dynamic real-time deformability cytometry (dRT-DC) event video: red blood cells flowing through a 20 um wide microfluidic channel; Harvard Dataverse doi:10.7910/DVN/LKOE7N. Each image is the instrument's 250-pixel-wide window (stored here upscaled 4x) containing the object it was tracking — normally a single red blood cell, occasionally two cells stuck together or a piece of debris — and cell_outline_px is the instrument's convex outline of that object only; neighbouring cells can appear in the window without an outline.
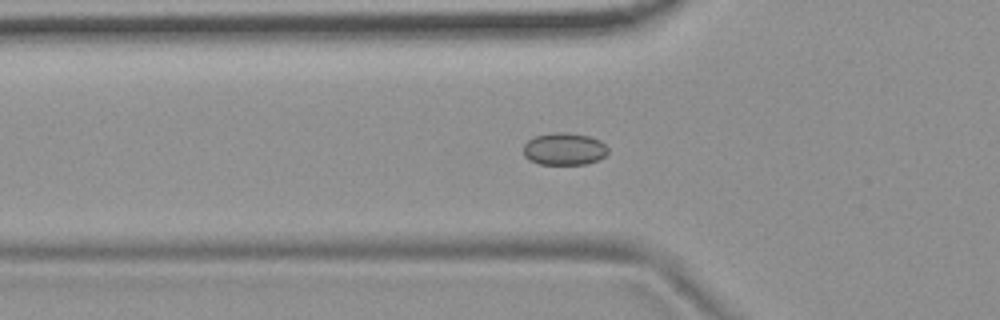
{"species": "common noctule bat (a hibernating species)", "species_latin": "Nyctalus noctula", "temperature_condition": "room temperature", "stored_images_in_passage": 55, "camera_frame_rate_fps": 3000, "um_per_image_px": 0.085, "animal": {"sex": "female", "body_mass_g": 19.9}, "frame": {"image": 1, "passage_image": 19, "time_ms": 6.0, "image_size_px": [1000, 320], "cell_outline_px": [[608, 152], [600, 160], [584, 164], [540, 164], [528, 160], [524, 156], [524, 144], [528, 140], [536, 136], [556, 132], [564, 132], [588, 136], [600, 140], [608, 148]], "centroid_in_image_um": [47.96, 12.67], "position_along_channel_um": 77.8, "area_um2": 15.9}}
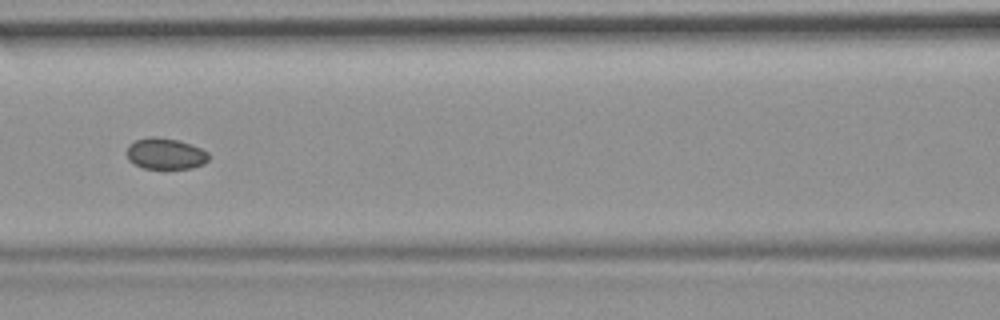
{"frame": {"image": 2, "passage_image": 25, "time_ms": 8.0, "image_size_px": [1000, 320], "cell_outline_px": [[208, 160], [204, 164], [192, 168], [164, 172], [144, 168], [128, 160], [128, 144], [136, 140], [152, 136], [180, 140], [200, 148], [208, 152]], "centroid_in_image_um": [14.08, 13.12], "position_along_channel_um": 152.5, "area_um2": 15.43}}
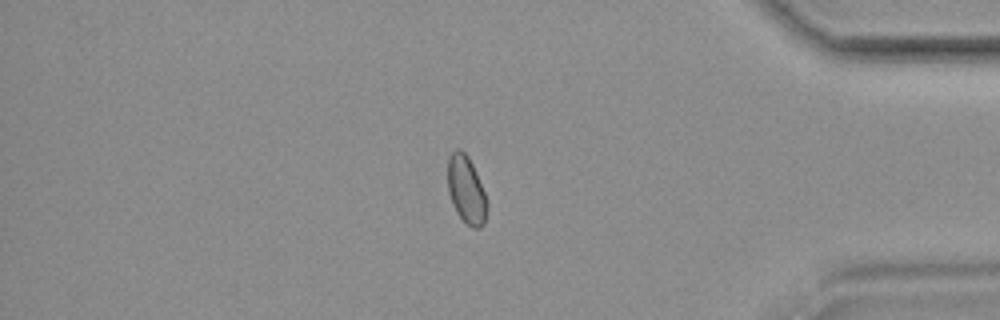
{"frame": {"image": 3, "passage_image": 47, "time_ms": 15.333, "image_size_px": [1000, 320], "cell_outline_px": [[488, 208], [484, 224], [480, 228], [472, 228], [456, 212], [452, 204], [448, 192], [448, 156], [456, 148], [460, 148], [468, 156], [476, 172], [488, 200]], "centroid_in_image_um": [39.64, 16.13], "position_along_channel_um": 395.6, "area_um2": 15.66}}